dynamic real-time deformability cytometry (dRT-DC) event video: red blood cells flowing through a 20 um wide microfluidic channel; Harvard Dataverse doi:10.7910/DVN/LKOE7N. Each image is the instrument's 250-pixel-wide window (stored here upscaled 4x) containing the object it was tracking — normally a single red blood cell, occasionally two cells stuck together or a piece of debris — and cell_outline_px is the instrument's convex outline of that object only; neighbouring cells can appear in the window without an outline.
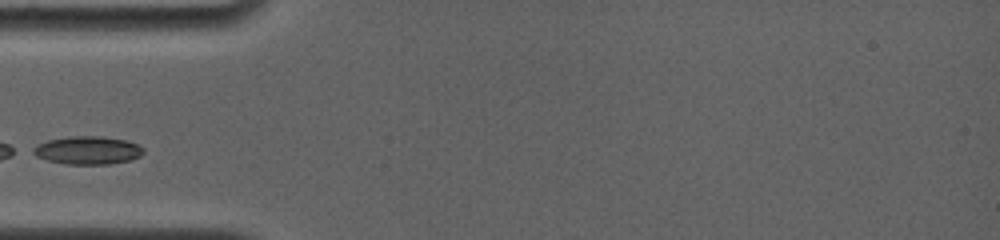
{"species": "common noctule bat (a hibernating species)", "species_latin": "Nyctalus noctula", "temperature_condition": "room temperature", "stored_images_in_passage": 20, "camera_frame_rate_fps": 4000, "um_per_image_px": 0.085, "animal": {"sex": "female", "body_mass_g": 19.0, "forearm_length_mm": 56.7}, "frame": {"image": 1, "passage_image": 1, "time_ms": 0.0, "image_size_px": [1000, 240], "cell_outline_px": [[144, 152], [140, 156], [128, 160], [108, 164], [64, 164], [48, 160], [36, 156], [28, 152], [32, 148], [48, 140], [68, 136], [100, 136], [124, 140], [136, 144], [144, 148]], "centroid_in_image_um": [7.41, 12.77], "position_along_channel_um": 77.6, "area_um2": 17.98}}